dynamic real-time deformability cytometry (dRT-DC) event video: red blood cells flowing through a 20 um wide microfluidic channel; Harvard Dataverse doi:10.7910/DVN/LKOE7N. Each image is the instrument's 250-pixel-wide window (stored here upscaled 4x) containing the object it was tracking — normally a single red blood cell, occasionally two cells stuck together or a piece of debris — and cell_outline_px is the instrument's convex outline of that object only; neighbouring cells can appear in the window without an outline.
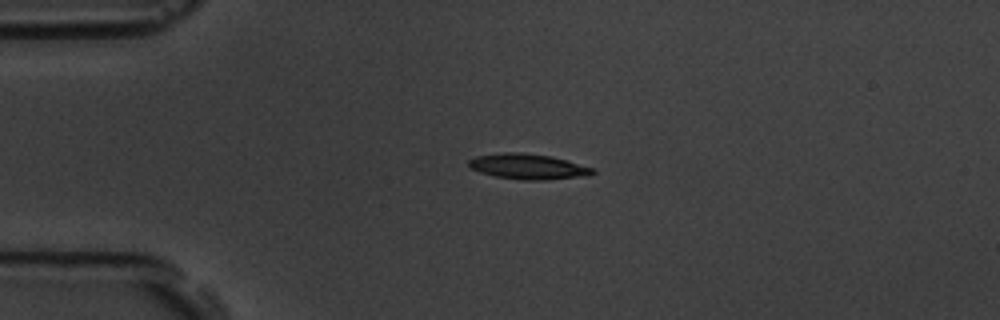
{"species": "common noctule bat (a hibernating species)", "species_latin": "Nyctalus noctula", "temperature_condition": "room temperature", "stored_images_in_passage": 2, "camera_frame_rate_fps": 3000, "um_per_image_px": 0.085, "animal": {"sex": "male", "body_mass_g": 19.5, "forearm_length_mm": 54.6}, "frame": {"image": 1, "passage_image": 1, "time_ms": 0.0, "image_size_px": [1000, 320], "cell_outline_px": [[596, 172], [588, 176], [548, 180], [524, 180], [496, 176], [480, 172], [468, 168], [468, 160], [476, 156], [504, 152], [520, 152], [552, 156], [596, 168]], "centroid_in_image_um": [44.92, 14.16], "position_along_channel_um": 40.1, "area_um2": 18.61}}